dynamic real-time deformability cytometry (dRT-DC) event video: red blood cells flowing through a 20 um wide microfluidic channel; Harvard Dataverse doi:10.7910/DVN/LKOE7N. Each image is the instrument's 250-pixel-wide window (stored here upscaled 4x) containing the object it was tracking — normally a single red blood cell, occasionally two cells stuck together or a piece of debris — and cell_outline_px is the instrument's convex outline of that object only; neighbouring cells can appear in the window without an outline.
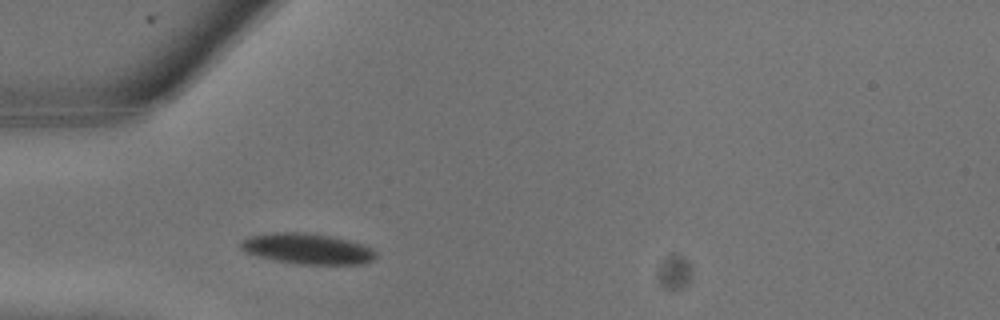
{"species": "common noctule bat (a hibernating species)", "species_latin": "Nyctalus noctula", "temperature_condition": "warm", "stored_images_in_passage": 3, "camera_frame_rate_fps": 3000, "um_per_image_px": 0.085, "animal": {"sex": "male", "body_mass_g": 13.3}, "frame": {"image": 1, "passage_image": 3, "time_ms": 0.667, "image_size_px": [1000, 320], "cell_outline_px": [[376, 256], [372, 260], [364, 264], [300, 264], [272, 260], [244, 252], [240, 248], [240, 240], [248, 236], [268, 232], [308, 232], [332, 236], [364, 244], [372, 248], [376, 252]], "centroid_in_image_um": [26.09, 21.13], "position_along_channel_um": 58.9, "area_um2": 24.57}}